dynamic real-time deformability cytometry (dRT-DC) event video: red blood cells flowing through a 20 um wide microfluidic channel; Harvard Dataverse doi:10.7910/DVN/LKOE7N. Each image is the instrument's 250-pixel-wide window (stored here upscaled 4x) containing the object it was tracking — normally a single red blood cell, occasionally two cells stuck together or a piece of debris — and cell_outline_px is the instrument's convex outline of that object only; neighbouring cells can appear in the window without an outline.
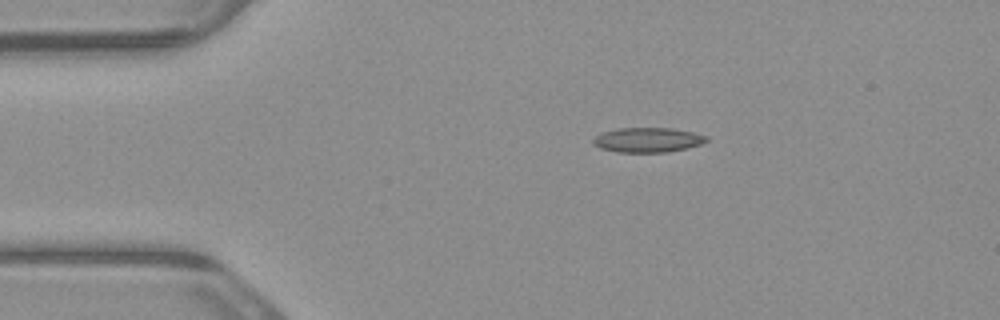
{"species": "common noctule bat (a hibernating species)", "species_latin": "Nyctalus noctula", "temperature_condition": "warm", "stored_images_in_passage": 4, "camera_frame_rate_fps": 3000, "um_per_image_px": 0.085, "animal": {"sex": "male", "body_mass_g": 23.1, "forearm_length_mm": 52.7}, "frame": {"image": 1, "passage_image": 2, "time_ms": 0.333, "image_size_px": [1000, 320], "cell_outline_px": [[708, 140], [700, 144], [688, 148], [668, 152], [616, 152], [600, 148], [592, 144], [592, 140], [596, 136], [604, 132], [616, 128], [672, 128], [692, 132], [708, 136]], "centroid_in_image_um": [55.05, 11.89], "position_along_channel_um": 30.0, "area_um2": 16.36}}
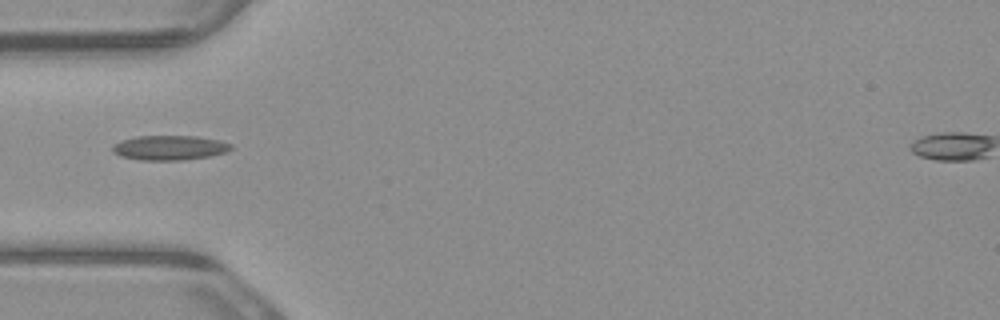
{"frame": {"image": 2, "passage_image": 4, "time_ms": 1.0, "image_size_px": [1000, 320], "cell_outline_px": [[232, 148], [228, 152], [208, 156], [184, 160], [140, 160], [120, 156], [112, 152], [112, 144], [120, 140], [136, 136], [196, 136], [220, 140], [232, 144]], "centroid_in_image_um": [14.39, 12.55], "position_along_channel_um": 70.6, "area_um2": 17.22}}